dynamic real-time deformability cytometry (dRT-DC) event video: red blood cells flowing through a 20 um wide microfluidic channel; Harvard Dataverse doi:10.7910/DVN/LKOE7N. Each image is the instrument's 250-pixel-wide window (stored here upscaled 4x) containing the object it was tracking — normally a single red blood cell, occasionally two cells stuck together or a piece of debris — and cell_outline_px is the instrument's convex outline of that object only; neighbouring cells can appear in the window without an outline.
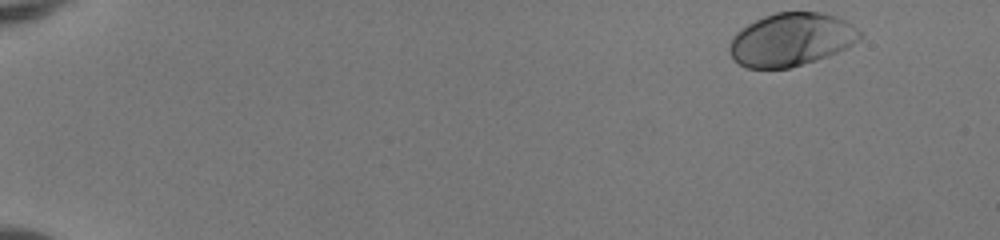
{"species": "human", "species_latin": "Homo sapiens", "temperature_condition": "room temperature", "stored_images_in_passage": 48, "camera_frame_rate_fps": 3000, "um_per_image_px": 0.085, "donor": {"sex": "female"}, "frame": {"image": 1, "passage_image": 1, "time_ms": 0.0, "image_size_px": [1000, 240], "cell_outline_px": [[864, 32], [860, 40], [828, 56], [816, 60], [788, 68], [748, 68], [740, 64], [728, 52], [728, 44], [732, 36], [736, 32], [748, 24], [764, 16], [776, 12], [820, 12], [836, 16], [844, 20]], "centroid_in_image_um": [67.25, 3.35], "position_along_channel_um": 17.8, "area_um2": 40.29}}
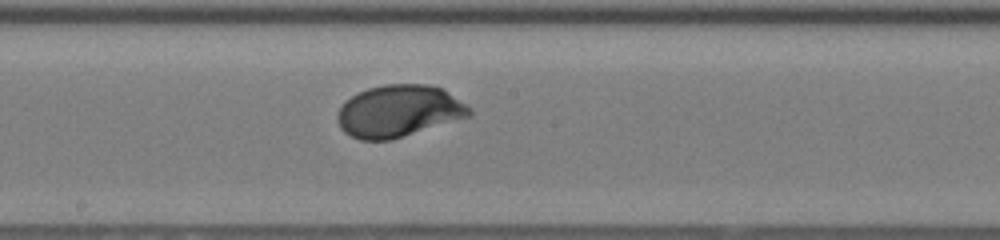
{"frame": {"image": 2, "passage_image": 27, "time_ms": 8.667, "image_size_px": [1000, 240], "cell_outline_px": [[472, 116], [392, 140], [360, 140], [344, 132], [340, 128], [336, 120], [336, 112], [344, 100], [368, 88], [384, 84], [428, 84], [444, 88], [472, 108]], "centroid_in_image_um": [33.91, 9.44], "position_along_channel_um": 214.3, "area_um2": 40.58}}
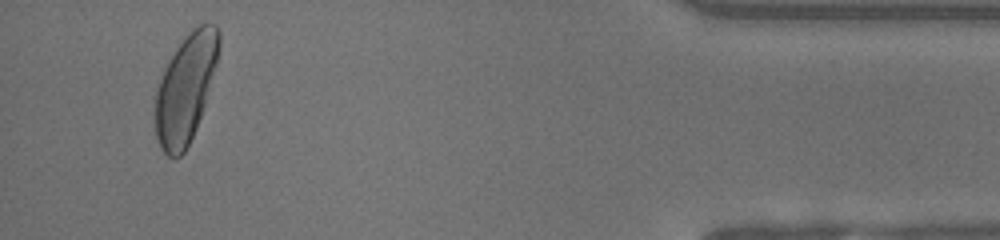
{"frame": {"image": 3, "passage_image": 46, "time_ms": 15.0, "image_size_px": [1000, 240], "cell_outline_px": [[220, 48], [216, 64], [204, 104], [196, 128], [184, 152], [180, 156], [168, 156], [160, 148], [156, 136], [156, 88], [164, 68], [168, 60], [176, 48], [192, 28], [200, 24], [216, 24], [220, 32]], "centroid_in_image_um": [15.77, 7.47], "position_along_channel_um": 419.4, "area_um2": 39.65}, "authors_computed_cell_mechanics": {"area_um2": 39.1884, "velocity_mm_per_s": 4.0811, "shape_relaxation_time_tau1_ms": 1.8457, "shape_relaxation_time_tau2_ms": null, "deformation_change_tau1": 0.1469, "deformation_change_tau2": null}}